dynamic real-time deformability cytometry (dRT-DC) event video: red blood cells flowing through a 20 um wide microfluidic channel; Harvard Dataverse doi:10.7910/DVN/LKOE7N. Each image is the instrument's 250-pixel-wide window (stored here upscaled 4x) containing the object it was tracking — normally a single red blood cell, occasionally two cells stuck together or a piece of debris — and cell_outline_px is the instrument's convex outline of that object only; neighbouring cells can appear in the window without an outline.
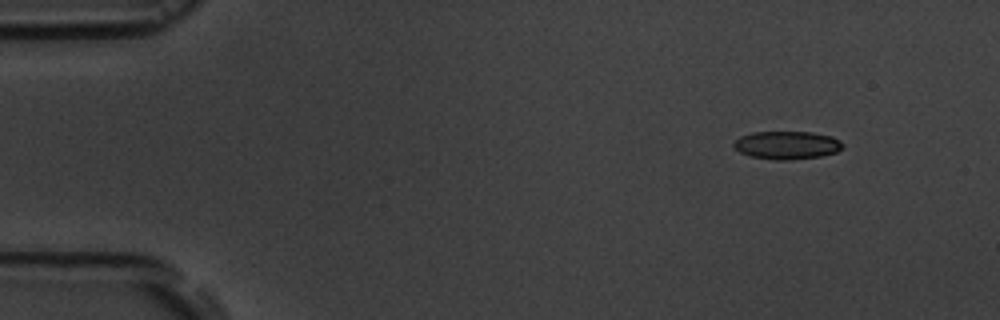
{"species": "common noctule bat (a hibernating species)", "species_latin": "Nyctalus noctula", "temperature_condition": "room temperature", "stored_images_in_passage": 4, "camera_frame_rate_fps": 3000, "um_per_image_px": 0.085, "animal": {"sex": "male", "body_mass_g": 19.5, "forearm_length_mm": 54.6}, "frame": {"image": 1, "passage_image": 1, "time_ms": 0.0, "image_size_px": [1000, 320], "cell_outline_px": [[844, 144], [836, 152], [820, 156], [788, 160], [776, 160], [748, 156], [740, 152], [732, 144], [740, 136], [752, 132], [812, 132], [832, 136], [840, 140]], "centroid_in_image_um": [66.88, 12.33], "position_along_channel_um": 18.1, "area_um2": 17.8}}
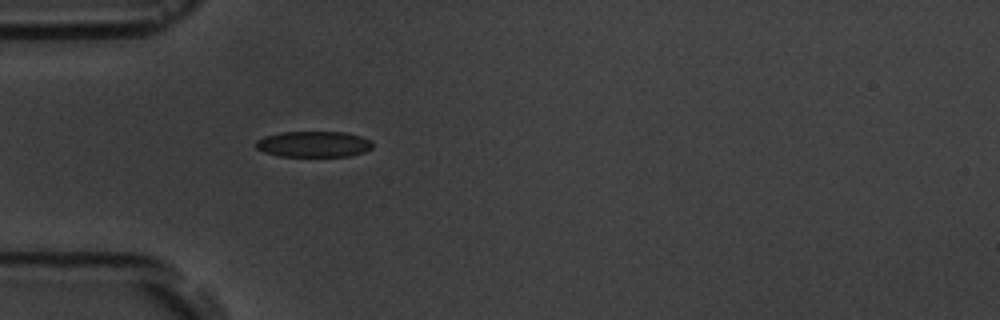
{"frame": {"image": 2, "passage_image": 4, "time_ms": 3.667, "image_size_px": [1000, 320], "cell_outline_px": [[372, 148], [364, 152], [348, 156], [280, 156], [264, 152], [256, 148], [256, 140], [264, 136], [280, 132], [344, 132], [360, 136], [372, 140]], "centroid_in_image_um": [26.65, 12.25], "position_along_channel_um": 58.3, "area_um2": 17.63}}